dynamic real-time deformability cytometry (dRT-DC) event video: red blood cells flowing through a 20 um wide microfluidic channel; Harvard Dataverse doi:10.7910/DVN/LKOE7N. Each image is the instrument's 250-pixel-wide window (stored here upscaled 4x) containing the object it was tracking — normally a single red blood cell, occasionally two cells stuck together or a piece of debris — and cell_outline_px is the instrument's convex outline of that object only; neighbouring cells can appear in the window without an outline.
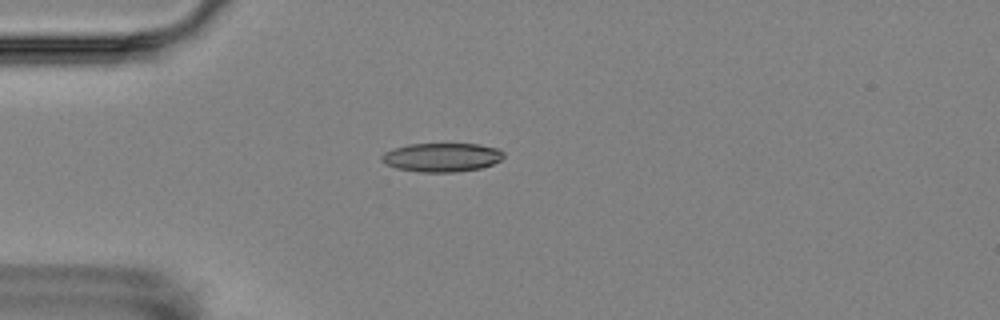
{"species": "Egyptian fruit bat (a non-hibernating species)", "species_latin": "Rousettus aegyptiacus", "temperature_condition": "room temperature", "stored_images_in_passage": 10, "camera_frame_rate_fps": 3000, "um_per_image_px": 0.085, "animal": {"sex": "female"}, "frame": {"image": 1, "passage_image": 5, "time_ms": 4.667, "image_size_px": [1000, 320], "cell_outline_px": [[504, 156], [500, 160], [492, 164], [480, 168], [456, 172], [420, 172], [396, 168], [380, 160], [380, 156], [384, 152], [392, 148], [408, 144], [480, 144], [500, 148], [504, 152]], "centroid_in_image_um": [37.55, 13.36], "position_along_channel_um": 47.4, "area_um2": 20.63}}
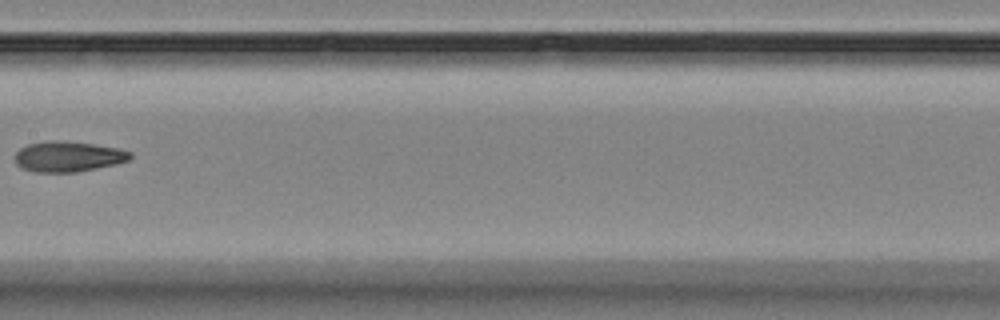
{"frame": {"image": 2, "passage_image": 9, "time_ms": 9.333, "image_size_px": [1000, 320], "cell_outline_px": [[132, 156], [128, 160], [116, 164], [76, 172], [36, 172], [20, 168], [16, 164], [16, 152], [20, 148], [28, 144], [44, 140], [56, 140], [92, 144], [120, 148], [132, 152]], "centroid_in_image_um": [5.78, 13.3], "position_along_channel_um": 201.6, "area_um2": 20.52}}
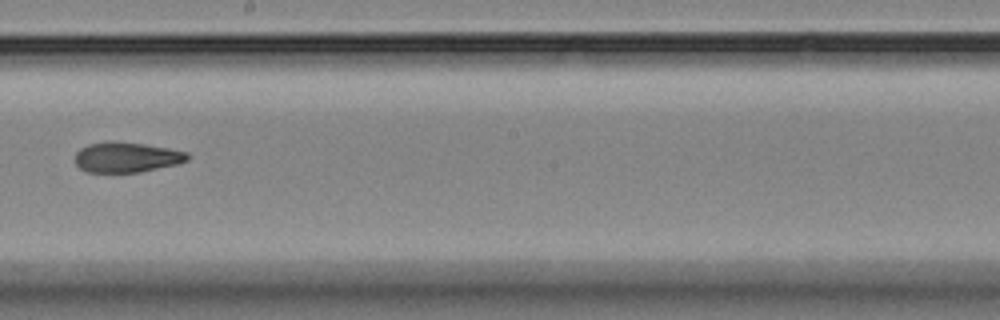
{"frame": {"image": 3, "passage_image": 10, "time_ms": 10.333, "image_size_px": [1000, 320], "cell_outline_px": [[188, 160], [176, 164], [140, 172], [88, 172], [80, 168], [76, 164], [76, 152], [80, 148], [88, 144], [108, 140], [116, 140], [144, 144], [168, 148], [188, 152]], "centroid_in_image_um": [10.73, 13.34], "position_along_channel_um": 237.5, "area_um2": 19.88}}